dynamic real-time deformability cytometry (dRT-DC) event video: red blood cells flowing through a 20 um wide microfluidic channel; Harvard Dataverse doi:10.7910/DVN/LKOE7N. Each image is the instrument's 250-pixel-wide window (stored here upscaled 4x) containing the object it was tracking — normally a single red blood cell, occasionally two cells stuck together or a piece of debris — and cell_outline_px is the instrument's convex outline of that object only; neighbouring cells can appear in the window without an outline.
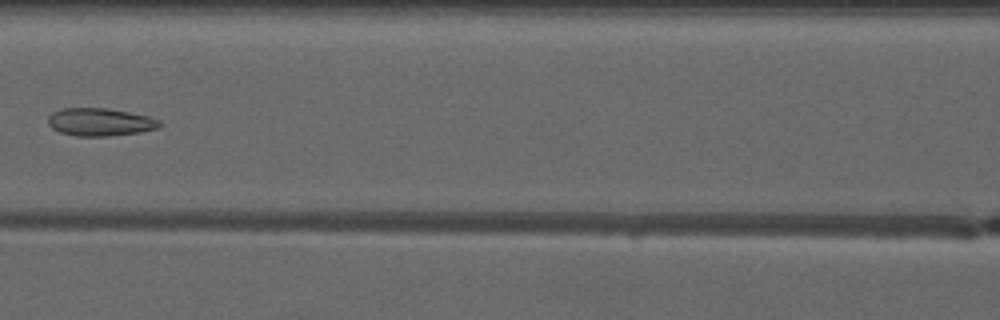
{"species": "common noctule bat (a hibernating species)", "species_latin": "Nyctalus noctula", "temperature_condition": "warm", "stored_images_in_passage": 6, "camera_frame_rate_fps": 3000, "um_per_image_px": 0.085, "animal": {"sex": "male", "forearm_length_mm": 52.5}, "frame": {"image": 1, "passage_image": 6, "time_ms": 6.667, "image_size_px": [1000, 320], "cell_outline_px": [[164, 124], [160, 128], [140, 132], [104, 136], [76, 136], [60, 132], [52, 128], [48, 124], [48, 116], [52, 112], [60, 108], [104, 108], [128, 112], [148, 116], [160, 120]], "centroid_in_image_um": [8.51, 10.37], "position_along_channel_um": 158.1, "area_um2": 18.15}}